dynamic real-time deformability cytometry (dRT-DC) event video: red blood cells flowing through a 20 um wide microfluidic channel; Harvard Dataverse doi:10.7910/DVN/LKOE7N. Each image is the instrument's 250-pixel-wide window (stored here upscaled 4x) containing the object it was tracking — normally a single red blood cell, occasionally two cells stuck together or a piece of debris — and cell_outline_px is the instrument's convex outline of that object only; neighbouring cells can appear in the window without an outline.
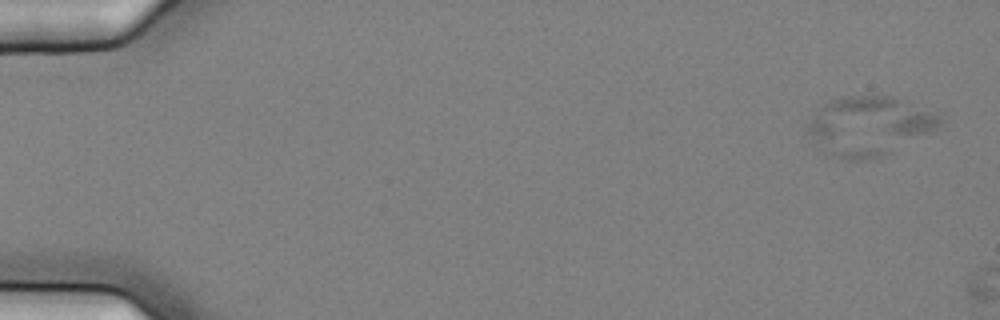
{"species": "common noctule bat (a hibernating species)", "species_latin": "Nyctalus noctula", "temperature_condition": "cold", "stored_images_in_passage": 4, "camera_frame_rate_fps": 3000, "um_per_image_px": 0.085, "animal": {"sex": "female", "body_mass_g": 25.1}, "frame": {"image": 1, "passage_image": 1, "time_ms": 0.0, "image_size_px": [1000, 320], "cell_outline_px": [[940, 124], [936, 132], [880, 156], [864, 160], [840, 160], [824, 156], [808, 136], [808, 124], [816, 108], [832, 100], [848, 96], [892, 96], [932, 112], [940, 116]], "centroid_in_image_um": [73.81, 10.75], "position_along_channel_um": 11.2, "area_um2": 45.89}}